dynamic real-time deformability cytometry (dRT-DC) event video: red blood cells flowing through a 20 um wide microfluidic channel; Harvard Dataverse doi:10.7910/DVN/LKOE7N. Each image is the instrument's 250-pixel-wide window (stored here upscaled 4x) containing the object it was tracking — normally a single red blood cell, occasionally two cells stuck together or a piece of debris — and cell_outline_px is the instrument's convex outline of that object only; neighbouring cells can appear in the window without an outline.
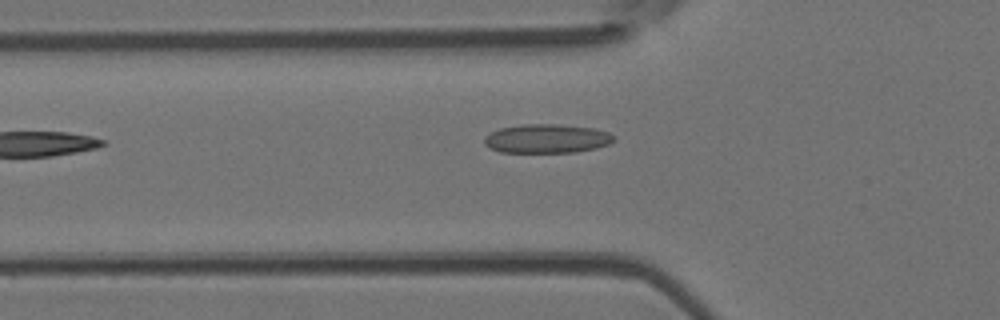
{"species": "Egyptian fruit bat (a non-hibernating species)", "species_latin": "Rousettus aegyptiacus", "temperature_condition": "room temperature", "stored_images_in_passage": 23, "camera_frame_rate_fps": 3000, "um_per_image_px": 0.085, "animal": {"sex": "female"}, "frame": {"image": 1, "passage_image": 3, "time_ms": 0.667, "image_size_px": [1000, 320], "cell_outline_px": [[616, 140], [608, 144], [596, 148], [572, 152], [500, 152], [484, 144], [484, 136], [500, 128], [520, 124], [556, 124], [592, 128], [608, 132], [616, 136]], "centroid_in_image_um": [46.48, 11.77], "position_along_channel_um": 79.3, "area_um2": 21.79}}
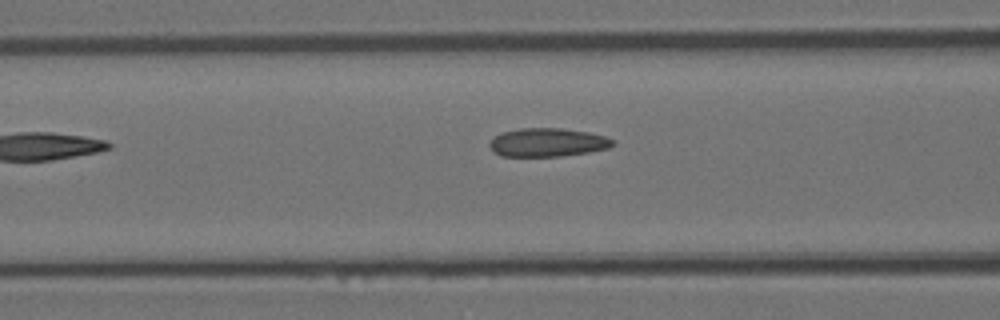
{"frame": {"image": 2, "passage_image": 6, "time_ms": 1.667, "image_size_px": [1000, 320], "cell_outline_px": [[616, 144], [608, 148], [588, 152], [560, 156], [500, 156], [492, 152], [488, 144], [500, 132], [520, 128], [560, 128], [588, 132], [604, 136], [612, 140]], "centroid_in_image_um": [46.5, 12.1], "position_along_channel_um": 120.1, "area_um2": 20.46}}
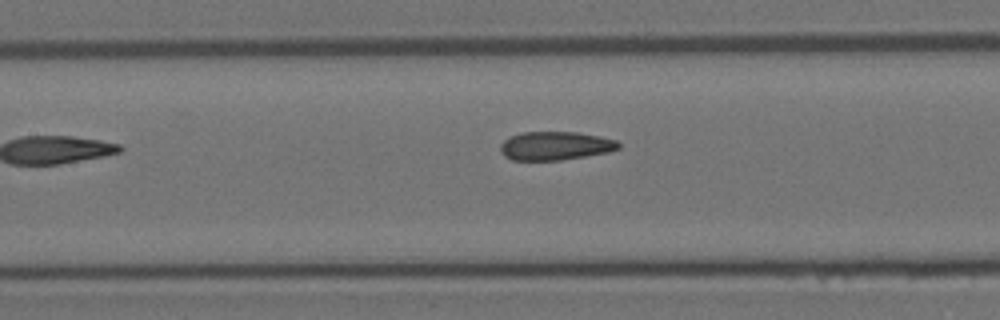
{"frame": {"image": 3, "passage_image": 9, "time_ms": 2.667, "image_size_px": [1000, 320], "cell_outline_px": [[620, 148], [608, 152], [560, 160], [512, 160], [504, 156], [500, 152], [500, 144], [504, 140], [512, 136], [524, 132], [576, 132], [600, 136], [616, 140], [620, 144]], "centroid_in_image_um": [47.19, 12.39], "position_along_channel_um": 160.2, "area_um2": 19.59}}